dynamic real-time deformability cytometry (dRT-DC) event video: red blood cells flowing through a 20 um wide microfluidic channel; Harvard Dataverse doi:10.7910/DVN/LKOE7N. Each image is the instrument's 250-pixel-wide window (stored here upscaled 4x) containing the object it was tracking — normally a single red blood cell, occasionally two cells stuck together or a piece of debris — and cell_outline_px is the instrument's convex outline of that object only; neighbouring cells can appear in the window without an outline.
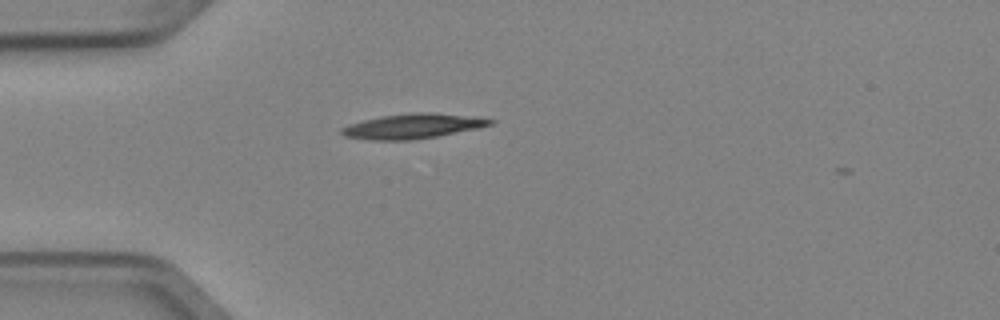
{"species": "Egyptian fruit bat (a non-hibernating species)", "species_latin": "Rousettus aegyptiacus", "temperature_condition": "cold", "stored_images_in_passage": 2, "camera_frame_rate_fps": 3000, "um_per_image_px": 0.085, "animal": {"sex": "female"}, "frame": {"image": 1, "passage_image": 1, "time_ms": 0.0, "image_size_px": [1000, 320], "cell_outline_px": [[496, 120], [492, 124], [480, 128], [436, 136], [412, 140], [368, 140], [344, 136], [340, 132], [340, 128], [348, 124], [380, 116], [412, 112], [432, 112]], "centroid_in_image_um": [35.02, 10.73], "position_along_channel_um": 50.0, "area_um2": 21.44}}